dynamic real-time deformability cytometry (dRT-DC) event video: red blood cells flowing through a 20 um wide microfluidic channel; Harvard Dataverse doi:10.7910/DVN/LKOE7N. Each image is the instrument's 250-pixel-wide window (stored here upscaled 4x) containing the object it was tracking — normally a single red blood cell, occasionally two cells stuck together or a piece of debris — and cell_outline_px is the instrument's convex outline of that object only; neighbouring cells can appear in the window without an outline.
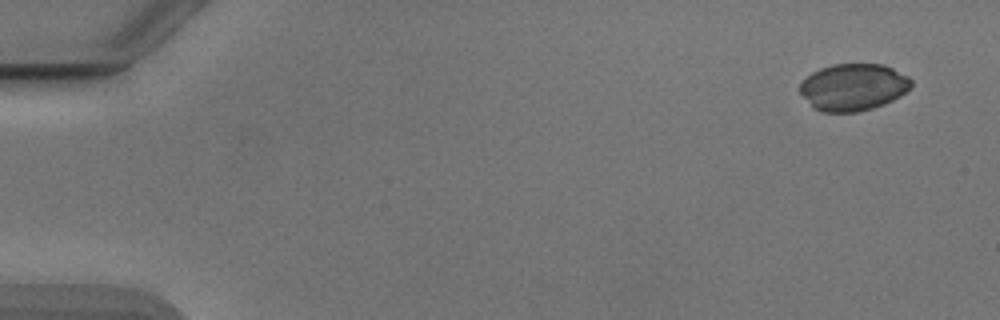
{"species": "Egyptian fruit bat (a non-hibernating species)", "species_latin": "Rousettus aegyptiacus", "temperature_condition": "cold", "stored_images_in_passage": 51, "camera_frame_rate_fps": 3000, "um_per_image_px": 0.085, "animal": {"sex": "male"}, "frame": {"image": 1, "passage_image": 1, "time_ms": 0.0, "image_size_px": [1000, 320], "cell_outline_px": [[912, 84], [900, 96], [884, 104], [860, 112], [824, 112], [812, 108], [800, 92], [800, 80], [812, 72], [820, 68], [832, 64], [884, 64], [908, 76], [912, 80]], "centroid_in_image_um": [72.49, 7.4], "position_along_channel_um": 12.5, "area_um2": 30.63}}
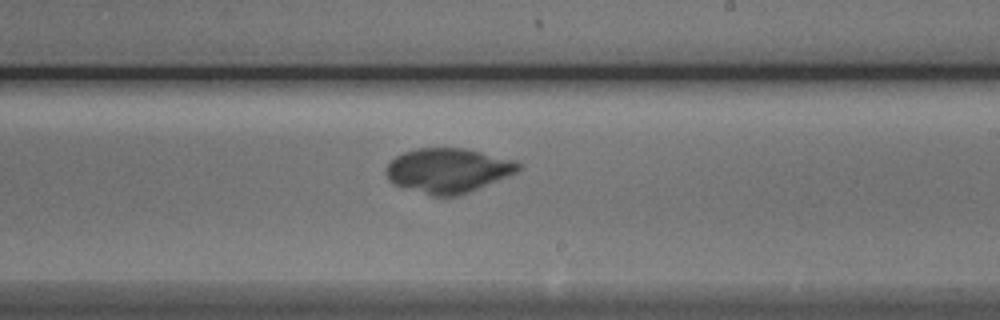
{"frame": {"image": 2, "passage_image": 30, "time_ms": 9.667, "image_size_px": [1000, 320], "cell_outline_px": [[524, 164], [520, 172], [460, 196], [432, 196], [392, 184], [388, 180], [384, 172], [384, 168], [396, 156], [404, 152], [416, 148], [464, 148], [516, 160]], "centroid_in_image_um": [38.12, 14.5], "position_along_channel_um": 250.9, "area_um2": 35.03}}
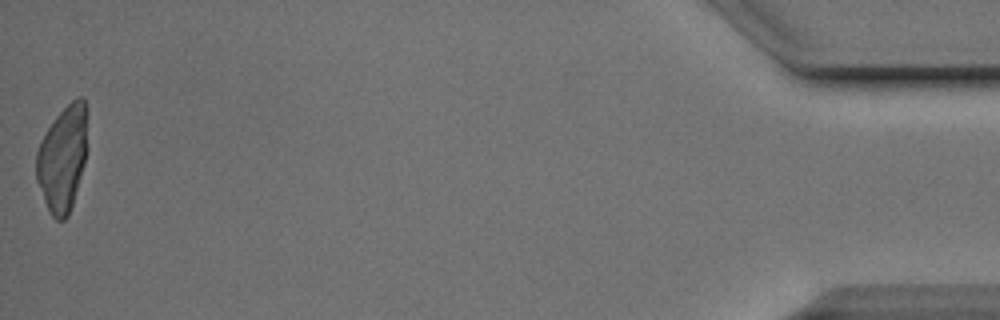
{"frame": {"image": 3, "passage_image": 51, "time_ms": 16.667, "image_size_px": [1000, 320], "cell_outline_px": [[88, 148], [84, 164], [72, 204], [68, 216], [64, 220], [56, 220], [48, 212], [36, 180], [36, 152], [40, 140], [56, 116], [76, 96], [84, 96]], "centroid_in_image_um": [5.32, 13.47], "position_along_channel_um": 429.9, "area_um2": 31.62}}